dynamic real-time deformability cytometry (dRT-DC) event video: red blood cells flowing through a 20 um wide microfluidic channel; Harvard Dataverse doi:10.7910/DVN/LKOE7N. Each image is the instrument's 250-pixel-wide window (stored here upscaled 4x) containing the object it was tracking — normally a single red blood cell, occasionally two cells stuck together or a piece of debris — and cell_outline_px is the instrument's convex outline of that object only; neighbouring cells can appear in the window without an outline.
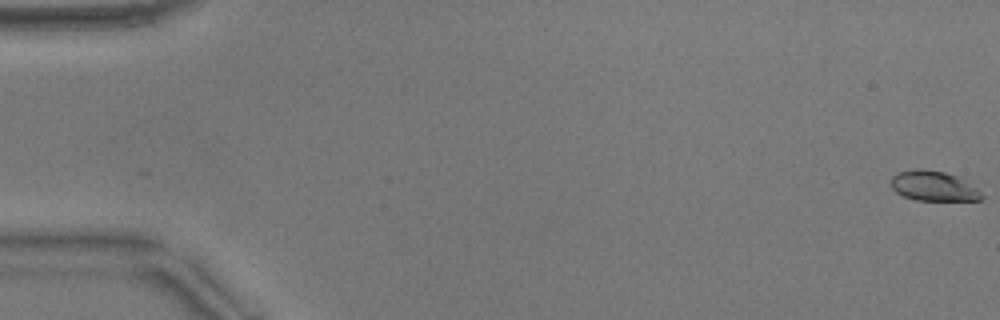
{"species": "common noctule bat (a hibernating species)", "species_latin": "Nyctalus noctula", "temperature_condition": "warm", "stored_images_in_passage": 54, "camera_frame_rate_fps": 3000, "um_per_image_px": 0.085, "animal": {"sex": "male", "body_mass_g": 17.9}, "frame": {"image": 1, "passage_image": 1, "time_ms": 0.0, "image_size_px": [1000, 320], "cell_outline_px": [[984, 196], [980, 200], [916, 200], [904, 196], [896, 192], [888, 184], [892, 176], [900, 172], [916, 168], [924, 168], [944, 172], [960, 176], [976, 188]], "centroid_in_image_um": [79.32, 15.79], "position_along_channel_um": 5.7, "area_um2": 16.01}}
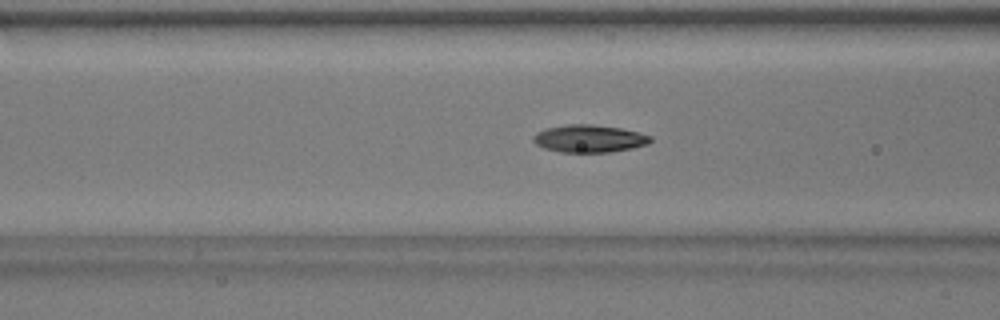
{"frame": {"image": 2, "passage_image": 22, "time_ms": 7.0, "image_size_px": [1000, 320], "cell_outline_px": [[652, 140], [648, 144], [632, 148], [608, 152], [560, 152], [544, 148], [536, 144], [532, 140], [532, 136], [536, 132], [548, 128], [568, 124], [592, 124], [620, 128], [652, 136]], "centroid_in_image_um": [50.06, 11.78], "position_along_channel_um": 116.5, "area_um2": 18.73}}
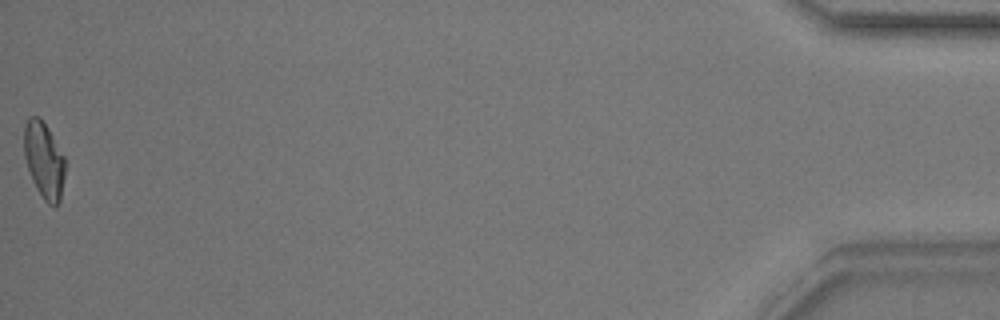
{"frame": {"image": 3, "passage_image": 54, "time_ms": 17.667, "image_size_px": [1000, 320], "cell_outline_px": [[64, 176], [60, 200], [56, 204], [48, 204], [44, 200], [36, 188], [32, 180], [24, 156], [24, 124], [28, 116], [40, 116], [48, 128], [64, 156]], "centroid_in_image_um": [3.72, 13.57], "position_along_channel_um": 431.5, "area_um2": 18.15}, "authors_computed_cell_mechanics": {"area_um2": 18.207, "velocity_mm_per_s": 3.8517, "shape_relaxation_time_tau1_ms": 6.1064, "shape_relaxation_time_tau2_ms": 2.3873, "deformation_change_tau1": 0.1793, "deformation_change_tau2": 0.0822}}